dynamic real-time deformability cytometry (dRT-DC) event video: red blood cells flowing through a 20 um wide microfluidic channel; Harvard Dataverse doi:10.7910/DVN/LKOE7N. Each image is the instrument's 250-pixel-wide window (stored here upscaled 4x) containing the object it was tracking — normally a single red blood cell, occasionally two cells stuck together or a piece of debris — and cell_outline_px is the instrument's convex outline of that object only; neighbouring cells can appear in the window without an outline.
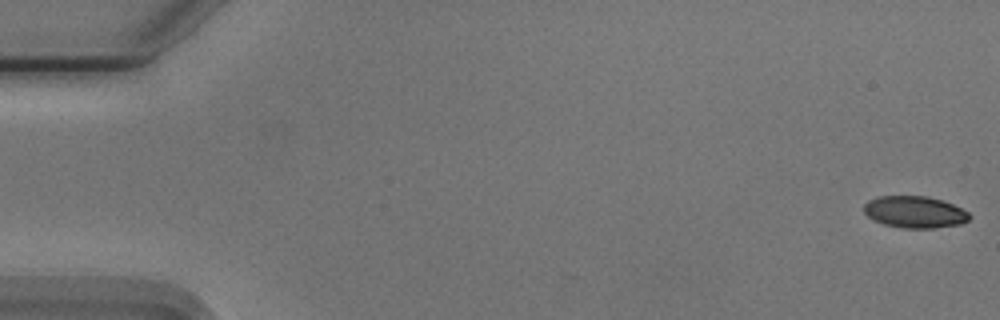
{"species": "Egyptian fruit bat (a non-hibernating species)", "species_latin": "Rousettus aegyptiacus", "temperature_condition": "cold", "stored_images_in_passage": 16, "camera_frame_rate_fps": 3000, "um_per_image_px": 0.085, "animal": {"sex": "male"}, "frame": {"image": 1, "passage_image": 1, "time_ms": 0.0, "image_size_px": [1000, 320], "cell_outline_px": [[972, 216], [968, 220], [960, 224], [936, 228], [900, 228], [884, 224], [868, 216], [864, 212], [864, 204], [868, 200], [876, 196], [928, 196], [944, 200], [968, 212]], "centroid_in_image_um": [77.76, 18.01], "position_along_channel_um": 7.2, "area_um2": 19.65}}
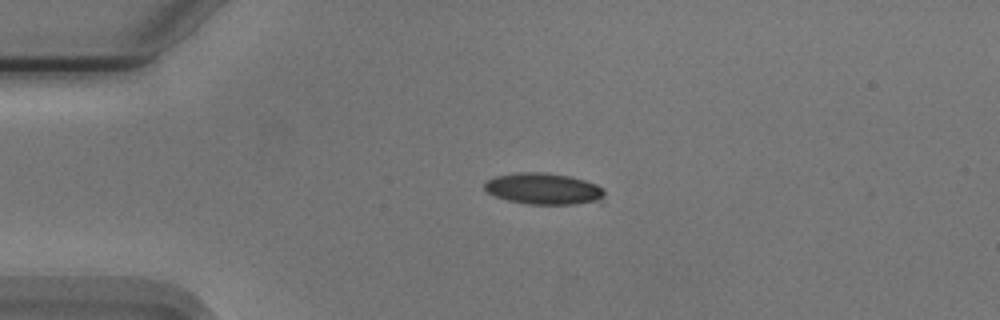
{"frame": {"image": 2, "passage_image": 13, "time_ms": 4.0, "image_size_px": [1000, 320], "cell_outline_px": [[604, 200], [600, 204], [528, 204], [508, 200], [496, 196], [488, 192], [484, 188], [484, 180], [496, 176], [520, 172], [540, 172], [568, 176], [584, 180], [596, 184], [604, 188]], "centroid_in_image_um": [46.27, 16.06], "position_along_channel_um": 38.7, "area_um2": 22.25}}